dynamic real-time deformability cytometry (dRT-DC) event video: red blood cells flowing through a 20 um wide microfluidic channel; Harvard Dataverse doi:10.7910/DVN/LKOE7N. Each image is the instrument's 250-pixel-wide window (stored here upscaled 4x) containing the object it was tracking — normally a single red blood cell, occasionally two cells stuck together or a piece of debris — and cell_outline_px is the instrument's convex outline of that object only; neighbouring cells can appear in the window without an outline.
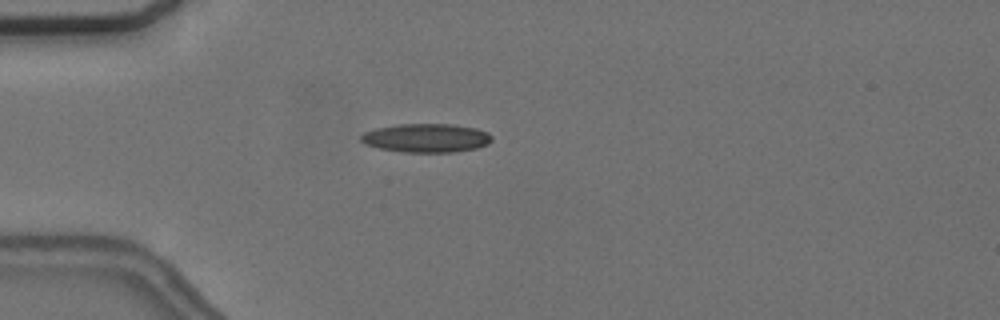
{"species": "common noctule bat (a hibernating species)", "species_latin": "Nyctalus noctula", "temperature_condition": "cold", "stored_images_in_passage": 4, "camera_frame_rate_fps": 3000, "um_per_image_px": 0.085, "animal": {"sex": "female", "body_mass_g": 24.6, "forearm_length_mm": 56.2}, "frame": {"image": 1, "passage_image": 4, "time_ms": 3.333, "image_size_px": [1000, 320], "cell_outline_px": [[492, 140], [488, 144], [476, 148], [452, 152], [400, 152], [380, 148], [364, 144], [360, 140], [360, 136], [364, 132], [376, 128], [400, 124], [452, 124], [476, 128], [488, 132], [492, 136]], "centroid_in_image_um": [36.23, 11.73], "position_along_channel_um": 48.8, "area_um2": 21.96}}